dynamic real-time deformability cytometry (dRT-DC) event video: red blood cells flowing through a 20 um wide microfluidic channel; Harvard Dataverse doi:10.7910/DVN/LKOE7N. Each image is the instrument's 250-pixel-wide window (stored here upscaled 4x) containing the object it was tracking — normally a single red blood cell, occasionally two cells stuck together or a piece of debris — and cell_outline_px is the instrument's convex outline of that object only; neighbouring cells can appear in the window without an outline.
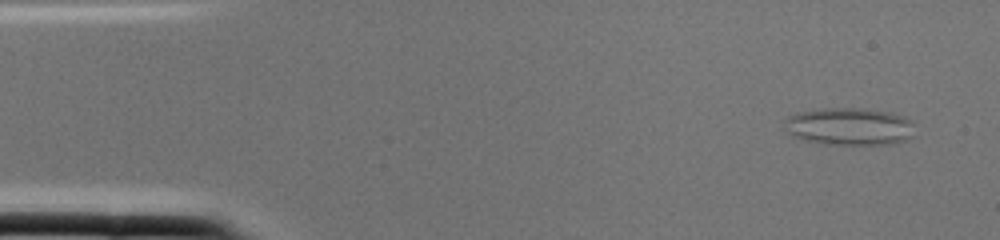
{"species": "common noctule bat (a hibernating species)", "species_latin": "Nyctalus noctula", "temperature_condition": "cold", "stored_images_in_passage": 2, "camera_frame_rate_fps": 3000, "um_per_image_px": 0.085, "animal": {"sex": "female", "body_mass_g": 22.0, "forearm_length_mm": 56.7}, "frame": {"image": 1, "passage_image": 2, "time_ms": 0.333, "image_size_px": [1000, 240], "cell_outline_px": [[912, 136], [908, 140], [892, 144], [824, 144], [804, 140], [792, 136], [784, 128], [784, 120], [788, 116], [796, 112], [824, 108], [864, 108], [888, 112], [904, 116], [912, 120]], "centroid_in_image_um": [72.17, 10.75], "position_along_channel_um": 12.8, "area_um2": 28.73}}